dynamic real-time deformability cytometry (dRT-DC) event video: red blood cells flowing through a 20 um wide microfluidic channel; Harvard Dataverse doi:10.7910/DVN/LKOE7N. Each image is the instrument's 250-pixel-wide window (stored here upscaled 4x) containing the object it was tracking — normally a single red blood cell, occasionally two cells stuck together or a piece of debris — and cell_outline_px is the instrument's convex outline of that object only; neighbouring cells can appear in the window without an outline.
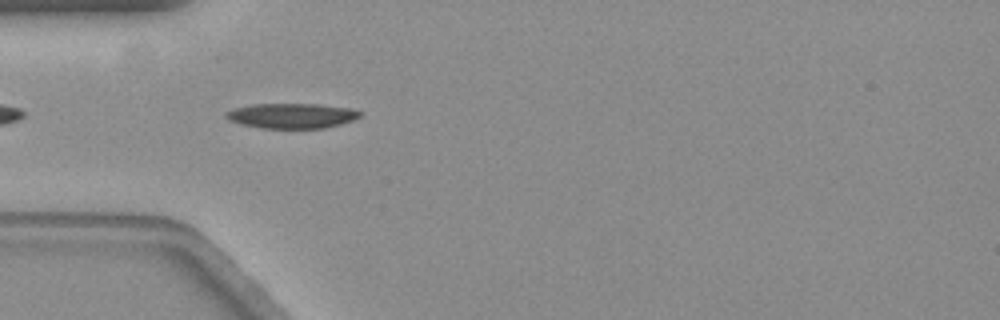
{"species": "common noctule bat (a hibernating species)", "species_latin": "Nyctalus noctula", "temperature_condition": "warm", "stored_images_in_passage": 25, "camera_frame_rate_fps": 3000, "um_per_image_px": 0.085, "animal": {"sex": "female", "body_mass_g": 19.3, "forearm_length_mm": 54.1}, "frame": {"image": 1, "passage_image": 1, "time_ms": 0.0, "image_size_px": [1000, 320], "cell_outline_px": [[360, 116], [352, 120], [340, 124], [324, 128], [264, 128], [244, 124], [228, 120], [224, 116], [224, 112], [232, 108], [252, 104], [316, 104], [352, 108], [360, 112]], "centroid_in_image_um": [24.76, 9.83], "position_along_channel_um": 60.2, "area_um2": 19.48}}
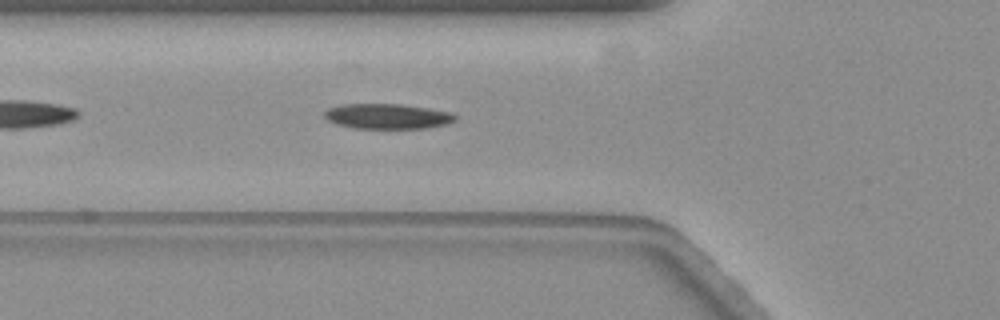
{"frame": {"image": 2, "passage_image": 4, "time_ms": 1.0, "image_size_px": [1000, 320], "cell_outline_px": [[456, 120], [448, 124], [428, 128], [352, 128], [336, 124], [328, 120], [324, 116], [324, 112], [328, 108], [340, 104], [400, 104], [428, 108], [452, 112], [456, 116]], "centroid_in_image_um": [32.94, 9.88], "position_along_channel_um": 92.9, "area_um2": 19.31}}